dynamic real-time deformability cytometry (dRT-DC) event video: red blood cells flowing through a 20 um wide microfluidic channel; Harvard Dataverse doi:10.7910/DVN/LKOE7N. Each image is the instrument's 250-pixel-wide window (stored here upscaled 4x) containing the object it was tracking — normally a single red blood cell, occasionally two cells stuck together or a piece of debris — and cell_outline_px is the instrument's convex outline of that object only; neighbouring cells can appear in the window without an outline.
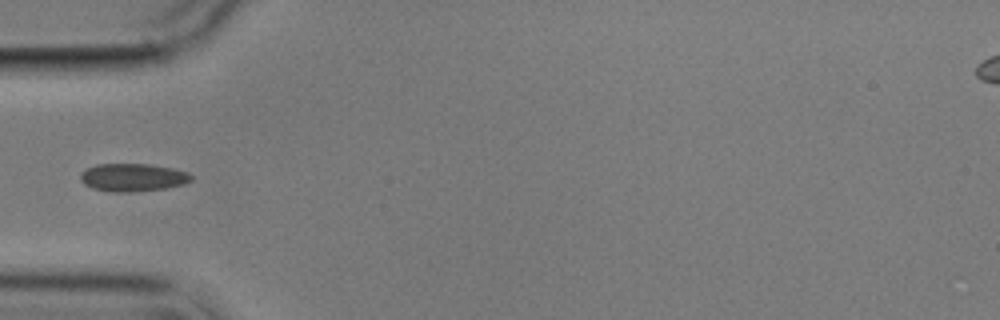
{"species": "common noctule bat (a hibernating species)", "species_latin": "Nyctalus noctula", "temperature_condition": "cold", "stored_images_in_passage": 7, "camera_frame_rate_fps": 3000, "um_per_image_px": 0.085, "animal": {"sex": "male", "body_mass_g": 17.9}, "frame": {"image": 1, "passage_image": 1, "time_ms": 0.0, "image_size_px": [1000, 320], "cell_outline_px": [[192, 180], [184, 184], [164, 188], [132, 192], [112, 192], [92, 188], [84, 184], [80, 180], [80, 172], [96, 164], [148, 164], [172, 168], [188, 172], [192, 176]], "centroid_in_image_um": [11.27, 15.08], "position_along_channel_um": 73.7, "area_um2": 18.03}}
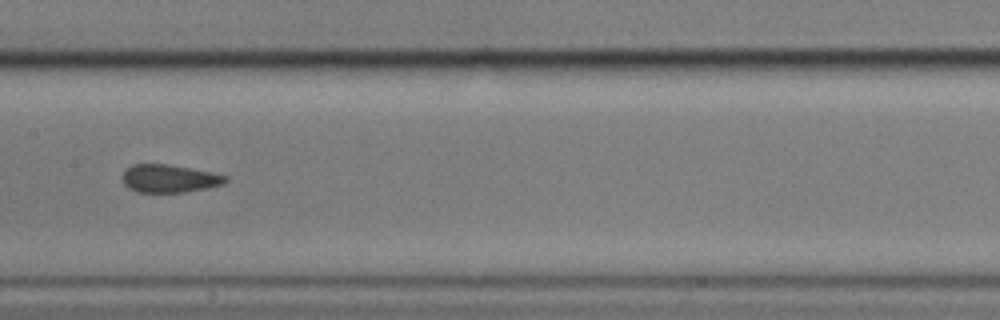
{"frame": {"image": 2, "passage_image": 4, "time_ms": 3.333, "image_size_px": [1000, 320], "cell_outline_px": [[228, 180], [224, 184], [208, 188], [184, 192], [136, 192], [128, 188], [124, 184], [120, 176], [132, 164], [168, 164], [192, 168], [212, 172], [228, 176]], "centroid_in_image_um": [14.4, 15.17], "position_along_channel_um": 193.0, "area_um2": 16.99}}
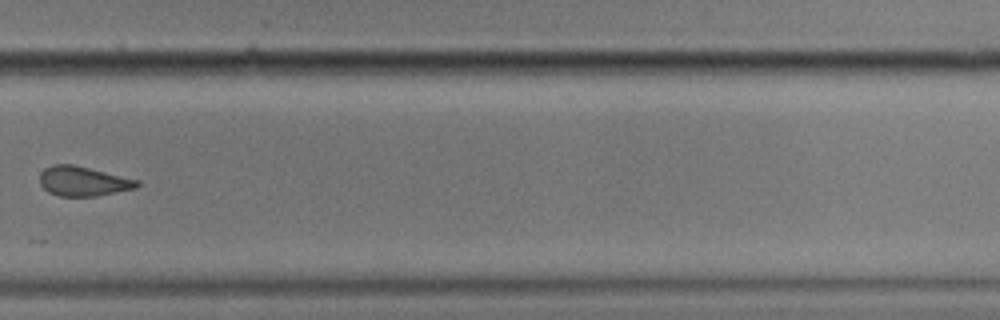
{"frame": {"image": 3, "passage_image": 7, "time_ms": 7.0, "image_size_px": [1000, 320], "cell_outline_px": [[140, 184], [136, 188], [96, 196], [60, 196], [48, 192], [40, 184], [40, 172], [44, 168], [52, 164], [76, 164], [140, 180]], "centroid_in_image_um": [7.07, 15.38], "position_along_channel_um": 322.7, "area_um2": 17.05}}